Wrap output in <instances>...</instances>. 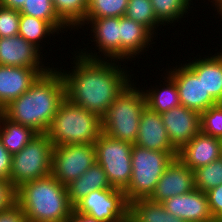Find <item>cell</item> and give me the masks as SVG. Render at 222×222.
<instances>
[{
  "instance_id": "3957f363",
  "label": "cell",
  "mask_w": 222,
  "mask_h": 222,
  "mask_svg": "<svg viewBox=\"0 0 222 222\" xmlns=\"http://www.w3.org/2000/svg\"><path fill=\"white\" fill-rule=\"evenodd\" d=\"M16 202L28 222H66L74 209L66 186L52 174L23 183L16 189Z\"/></svg>"
},
{
  "instance_id": "6da1fadb",
  "label": "cell",
  "mask_w": 222,
  "mask_h": 222,
  "mask_svg": "<svg viewBox=\"0 0 222 222\" xmlns=\"http://www.w3.org/2000/svg\"><path fill=\"white\" fill-rule=\"evenodd\" d=\"M71 53L74 54L70 58L71 70L56 67L65 83V98L102 118L135 74H130L129 67L125 66L127 62L91 59L75 50Z\"/></svg>"
},
{
  "instance_id": "ffe728a7",
  "label": "cell",
  "mask_w": 222,
  "mask_h": 222,
  "mask_svg": "<svg viewBox=\"0 0 222 222\" xmlns=\"http://www.w3.org/2000/svg\"><path fill=\"white\" fill-rule=\"evenodd\" d=\"M40 75L35 68L0 65V111L25 93Z\"/></svg>"
},
{
  "instance_id": "9c48e42d",
  "label": "cell",
  "mask_w": 222,
  "mask_h": 222,
  "mask_svg": "<svg viewBox=\"0 0 222 222\" xmlns=\"http://www.w3.org/2000/svg\"><path fill=\"white\" fill-rule=\"evenodd\" d=\"M74 210L99 222H128L129 203L123 190H94L74 205Z\"/></svg>"
},
{
  "instance_id": "83f0119b",
  "label": "cell",
  "mask_w": 222,
  "mask_h": 222,
  "mask_svg": "<svg viewBox=\"0 0 222 222\" xmlns=\"http://www.w3.org/2000/svg\"><path fill=\"white\" fill-rule=\"evenodd\" d=\"M89 0H52L58 18L72 31L85 21Z\"/></svg>"
},
{
  "instance_id": "b9f144b4",
  "label": "cell",
  "mask_w": 222,
  "mask_h": 222,
  "mask_svg": "<svg viewBox=\"0 0 222 222\" xmlns=\"http://www.w3.org/2000/svg\"><path fill=\"white\" fill-rule=\"evenodd\" d=\"M214 222H222V219L215 220Z\"/></svg>"
},
{
  "instance_id": "9a60e30c",
  "label": "cell",
  "mask_w": 222,
  "mask_h": 222,
  "mask_svg": "<svg viewBox=\"0 0 222 222\" xmlns=\"http://www.w3.org/2000/svg\"><path fill=\"white\" fill-rule=\"evenodd\" d=\"M194 189V171L175 157L159 178L149 199L162 203L168 198L191 192Z\"/></svg>"
},
{
  "instance_id": "5b68a950",
  "label": "cell",
  "mask_w": 222,
  "mask_h": 222,
  "mask_svg": "<svg viewBox=\"0 0 222 222\" xmlns=\"http://www.w3.org/2000/svg\"><path fill=\"white\" fill-rule=\"evenodd\" d=\"M136 83L131 80L101 118L103 133L131 144L136 142L140 116L146 107L143 87Z\"/></svg>"
},
{
  "instance_id": "ab89813d",
  "label": "cell",
  "mask_w": 222,
  "mask_h": 222,
  "mask_svg": "<svg viewBox=\"0 0 222 222\" xmlns=\"http://www.w3.org/2000/svg\"><path fill=\"white\" fill-rule=\"evenodd\" d=\"M24 1L26 0H0V5L5 8L20 10Z\"/></svg>"
},
{
  "instance_id": "484cf974",
  "label": "cell",
  "mask_w": 222,
  "mask_h": 222,
  "mask_svg": "<svg viewBox=\"0 0 222 222\" xmlns=\"http://www.w3.org/2000/svg\"><path fill=\"white\" fill-rule=\"evenodd\" d=\"M56 34L57 36L60 35V33L49 22L21 14L18 35L34 44L41 51L43 50L41 45H46V43L44 44L42 42H46L45 39L48 40L51 37L55 38Z\"/></svg>"
},
{
  "instance_id": "4dcf8cb0",
  "label": "cell",
  "mask_w": 222,
  "mask_h": 222,
  "mask_svg": "<svg viewBox=\"0 0 222 222\" xmlns=\"http://www.w3.org/2000/svg\"><path fill=\"white\" fill-rule=\"evenodd\" d=\"M222 184V159L194 170L195 189L207 192Z\"/></svg>"
},
{
  "instance_id": "f1b7e54d",
  "label": "cell",
  "mask_w": 222,
  "mask_h": 222,
  "mask_svg": "<svg viewBox=\"0 0 222 222\" xmlns=\"http://www.w3.org/2000/svg\"><path fill=\"white\" fill-rule=\"evenodd\" d=\"M19 12L49 22L59 33H66L67 30H70L58 18L52 0H26Z\"/></svg>"
},
{
  "instance_id": "e575fe53",
  "label": "cell",
  "mask_w": 222,
  "mask_h": 222,
  "mask_svg": "<svg viewBox=\"0 0 222 222\" xmlns=\"http://www.w3.org/2000/svg\"><path fill=\"white\" fill-rule=\"evenodd\" d=\"M214 221L222 219V184L206 192Z\"/></svg>"
},
{
  "instance_id": "d6a6232c",
  "label": "cell",
  "mask_w": 222,
  "mask_h": 222,
  "mask_svg": "<svg viewBox=\"0 0 222 222\" xmlns=\"http://www.w3.org/2000/svg\"><path fill=\"white\" fill-rule=\"evenodd\" d=\"M201 132L222 140V103L200 113Z\"/></svg>"
},
{
  "instance_id": "d590c367",
  "label": "cell",
  "mask_w": 222,
  "mask_h": 222,
  "mask_svg": "<svg viewBox=\"0 0 222 222\" xmlns=\"http://www.w3.org/2000/svg\"><path fill=\"white\" fill-rule=\"evenodd\" d=\"M16 202V189L5 179L0 178V211Z\"/></svg>"
},
{
  "instance_id": "8992f818",
  "label": "cell",
  "mask_w": 222,
  "mask_h": 222,
  "mask_svg": "<svg viewBox=\"0 0 222 222\" xmlns=\"http://www.w3.org/2000/svg\"><path fill=\"white\" fill-rule=\"evenodd\" d=\"M178 152L149 150L133 144L131 152L132 175L129 185L123 190L128 203L149 198L167 166Z\"/></svg>"
},
{
  "instance_id": "cb8c5ba5",
  "label": "cell",
  "mask_w": 222,
  "mask_h": 222,
  "mask_svg": "<svg viewBox=\"0 0 222 222\" xmlns=\"http://www.w3.org/2000/svg\"><path fill=\"white\" fill-rule=\"evenodd\" d=\"M128 222H185L169 213L162 203L140 198L129 203Z\"/></svg>"
},
{
  "instance_id": "8fae6325",
  "label": "cell",
  "mask_w": 222,
  "mask_h": 222,
  "mask_svg": "<svg viewBox=\"0 0 222 222\" xmlns=\"http://www.w3.org/2000/svg\"><path fill=\"white\" fill-rule=\"evenodd\" d=\"M84 27L90 30L91 34H89V36L91 35L93 39L92 40L90 36V40L94 42L92 45H95V48L92 47L90 50H87V48H89L88 46L83 49L80 48L79 51L76 50V52L91 59L120 61V17L85 19L76 30H84ZM95 49L98 50V52H96Z\"/></svg>"
},
{
  "instance_id": "7c38bea8",
  "label": "cell",
  "mask_w": 222,
  "mask_h": 222,
  "mask_svg": "<svg viewBox=\"0 0 222 222\" xmlns=\"http://www.w3.org/2000/svg\"><path fill=\"white\" fill-rule=\"evenodd\" d=\"M179 66V67H178ZM166 72L176 83L180 105L201 113L218 102L205 91L202 80L184 63L171 66Z\"/></svg>"
},
{
  "instance_id": "2e32d148",
  "label": "cell",
  "mask_w": 222,
  "mask_h": 222,
  "mask_svg": "<svg viewBox=\"0 0 222 222\" xmlns=\"http://www.w3.org/2000/svg\"><path fill=\"white\" fill-rule=\"evenodd\" d=\"M162 204L169 213L185 222H214L207 195L201 190L168 198Z\"/></svg>"
},
{
  "instance_id": "30bf717a",
  "label": "cell",
  "mask_w": 222,
  "mask_h": 222,
  "mask_svg": "<svg viewBox=\"0 0 222 222\" xmlns=\"http://www.w3.org/2000/svg\"><path fill=\"white\" fill-rule=\"evenodd\" d=\"M96 162L94 144L53 146L52 175L65 186L79 178Z\"/></svg>"
},
{
  "instance_id": "836d02e7",
  "label": "cell",
  "mask_w": 222,
  "mask_h": 222,
  "mask_svg": "<svg viewBox=\"0 0 222 222\" xmlns=\"http://www.w3.org/2000/svg\"><path fill=\"white\" fill-rule=\"evenodd\" d=\"M20 16L19 10L0 6V38L18 35Z\"/></svg>"
},
{
  "instance_id": "74e56055",
  "label": "cell",
  "mask_w": 222,
  "mask_h": 222,
  "mask_svg": "<svg viewBox=\"0 0 222 222\" xmlns=\"http://www.w3.org/2000/svg\"><path fill=\"white\" fill-rule=\"evenodd\" d=\"M12 155L4 148L0 140V178L9 180Z\"/></svg>"
},
{
  "instance_id": "60d3db41",
  "label": "cell",
  "mask_w": 222,
  "mask_h": 222,
  "mask_svg": "<svg viewBox=\"0 0 222 222\" xmlns=\"http://www.w3.org/2000/svg\"><path fill=\"white\" fill-rule=\"evenodd\" d=\"M210 3H212L210 6L213 7L214 11L217 12L216 15L219 14L220 18L222 19V0H208Z\"/></svg>"
},
{
  "instance_id": "44dd1931",
  "label": "cell",
  "mask_w": 222,
  "mask_h": 222,
  "mask_svg": "<svg viewBox=\"0 0 222 222\" xmlns=\"http://www.w3.org/2000/svg\"><path fill=\"white\" fill-rule=\"evenodd\" d=\"M212 54L211 52L208 56L206 54L202 57L199 53L195 55L199 58L192 57L193 60L188 57L189 60H185V64L202 80L205 91L218 103H222V49Z\"/></svg>"
},
{
  "instance_id": "4316f807",
  "label": "cell",
  "mask_w": 222,
  "mask_h": 222,
  "mask_svg": "<svg viewBox=\"0 0 222 222\" xmlns=\"http://www.w3.org/2000/svg\"><path fill=\"white\" fill-rule=\"evenodd\" d=\"M151 4L157 20L165 28L168 25L171 26V24L175 27L173 24L180 23L182 18L188 17V14L194 8L193 0H151Z\"/></svg>"
},
{
  "instance_id": "d6986e66",
  "label": "cell",
  "mask_w": 222,
  "mask_h": 222,
  "mask_svg": "<svg viewBox=\"0 0 222 222\" xmlns=\"http://www.w3.org/2000/svg\"><path fill=\"white\" fill-rule=\"evenodd\" d=\"M135 145L149 150L178 152L169 140L161 115L147 106L140 116Z\"/></svg>"
},
{
  "instance_id": "f546056e",
  "label": "cell",
  "mask_w": 222,
  "mask_h": 222,
  "mask_svg": "<svg viewBox=\"0 0 222 222\" xmlns=\"http://www.w3.org/2000/svg\"><path fill=\"white\" fill-rule=\"evenodd\" d=\"M125 16L147 27L157 38L161 35L158 30L164 26L157 20L151 0H129Z\"/></svg>"
},
{
  "instance_id": "52a82bcc",
  "label": "cell",
  "mask_w": 222,
  "mask_h": 222,
  "mask_svg": "<svg viewBox=\"0 0 222 222\" xmlns=\"http://www.w3.org/2000/svg\"><path fill=\"white\" fill-rule=\"evenodd\" d=\"M52 151L49 136L37 134L21 151L12 155L8 181L17 189L23 183L52 174Z\"/></svg>"
},
{
  "instance_id": "603a6c76",
  "label": "cell",
  "mask_w": 222,
  "mask_h": 222,
  "mask_svg": "<svg viewBox=\"0 0 222 222\" xmlns=\"http://www.w3.org/2000/svg\"><path fill=\"white\" fill-rule=\"evenodd\" d=\"M111 187L106 173L97 162L79 178L66 185L69 201L73 206L92 191Z\"/></svg>"
},
{
  "instance_id": "5bb4252c",
  "label": "cell",
  "mask_w": 222,
  "mask_h": 222,
  "mask_svg": "<svg viewBox=\"0 0 222 222\" xmlns=\"http://www.w3.org/2000/svg\"><path fill=\"white\" fill-rule=\"evenodd\" d=\"M173 147L179 151L200 131V113L178 106L160 114Z\"/></svg>"
},
{
  "instance_id": "ba28073f",
  "label": "cell",
  "mask_w": 222,
  "mask_h": 222,
  "mask_svg": "<svg viewBox=\"0 0 222 222\" xmlns=\"http://www.w3.org/2000/svg\"><path fill=\"white\" fill-rule=\"evenodd\" d=\"M97 163L103 168L114 188L124 190L132 175L131 152L133 144L101 133L94 143Z\"/></svg>"
},
{
  "instance_id": "7402d4cb",
  "label": "cell",
  "mask_w": 222,
  "mask_h": 222,
  "mask_svg": "<svg viewBox=\"0 0 222 222\" xmlns=\"http://www.w3.org/2000/svg\"><path fill=\"white\" fill-rule=\"evenodd\" d=\"M165 75L162 80V82H159L158 86L155 84V86L151 85L147 89L143 88L145 99H146V106L159 114L163 112H167L171 110L172 108L180 106L179 101V94L177 90V85L175 81L165 72H163Z\"/></svg>"
},
{
  "instance_id": "f35d334b",
  "label": "cell",
  "mask_w": 222,
  "mask_h": 222,
  "mask_svg": "<svg viewBox=\"0 0 222 222\" xmlns=\"http://www.w3.org/2000/svg\"><path fill=\"white\" fill-rule=\"evenodd\" d=\"M66 222H99V221L85 214H81L73 209L70 215L68 216Z\"/></svg>"
},
{
  "instance_id": "1f68e13d",
  "label": "cell",
  "mask_w": 222,
  "mask_h": 222,
  "mask_svg": "<svg viewBox=\"0 0 222 222\" xmlns=\"http://www.w3.org/2000/svg\"><path fill=\"white\" fill-rule=\"evenodd\" d=\"M129 0H89L85 19L125 16Z\"/></svg>"
},
{
  "instance_id": "d4e9b609",
  "label": "cell",
  "mask_w": 222,
  "mask_h": 222,
  "mask_svg": "<svg viewBox=\"0 0 222 222\" xmlns=\"http://www.w3.org/2000/svg\"><path fill=\"white\" fill-rule=\"evenodd\" d=\"M37 134L29 127L12 122L0 112V140L11 155L21 151Z\"/></svg>"
},
{
  "instance_id": "4fadbf2b",
  "label": "cell",
  "mask_w": 222,
  "mask_h": 222,
  "mask_svg": "<svg viewBox=\"0 0 222 222\" xmlns=\"http://www.w3.org/2000/svg\"><path fill=\"white\" fill-rule=\"evenodd\" d=\"M43 56L38 47L19 35L0 38V65L35 68L42 75L56 66L45 63Z\"/></svg>"
},
{
  "instance_id": "277c9868",
  "label": "cell",
  "mask_w": 222,
  "mask_h": 222,
  "mask_svg": "<svg viewBox=\"0 0 222 222\" xmlns=\"http://www.w3.org/2000/svg\"><path fill=\"white\" fill-rule=\"evenodd\" d=\"M102 133V120L85 108L64 99L47 135L53 146L94 144Z\"/></svg>"
},
{
  "instance_id": "8d00e7d4",
  "label": "cell",
  "mask_w": 222,
  "mask_h": 222,
  "mask_svg": "<svg viewBox=\"0 0 222 222\" xmlns=\"http://www.w3.org/2000/svg\"><path fill=\"white\" fill-rule=\"evenodd\" d=\"M0 222H28L17 202L0 211Z\"/></svg>"
},
{
  "instance_id": "7a4b0ae2",
  "label": "cell",
  "mask_w": 222,
  "mask_h": 222,
  "mask_svg": "<svg viewBox=\"0 0 222 222\" xmlns=\"http://www.w3.org/2000/svg\"><path fill=\"white\" fill-rule=\"evenodd\" d=\"M65 99V83L61 72L54 66L40 75L31 87L11 101L1 113L14 123L47 133L54 115Z\"/></svg>"
},
{
  "instance_id": "e0dca14e",
  "label": "cell",
  "mask_w": 222,
  "mask_h": 222,
  "mask_svg": "<svg viewBox=\"0 0 222 222\" xmlns=\"http://www.w3.org/2000/svg\"><path fill=\"white\" fill-rule=\"evenodd\" d=\"M156 36L141 23L126 16L120 17V61L129 62L141 58L155 44ZM154 39V40H153ZM153 41V42H152ZM147 48V49H146ZM127 60V61H126Z\"/></svg>"
},
{
  "instance_id": "ac0fdd59",
  "label": "cell",
  "mask_w": 222,
  "mask_h": 222,
  "mask_svg": "<svg viewBox=\"0 0 222 222\" xmlns=\"http://www.w3.org/2000/svg\"><path fill=\"white\" fill-rule=\"evenodd\" d=\"M222 140L201 131L179 151L177 158L191 170L208 165L221 158Z\"/></svg>"
}]
</instances>
